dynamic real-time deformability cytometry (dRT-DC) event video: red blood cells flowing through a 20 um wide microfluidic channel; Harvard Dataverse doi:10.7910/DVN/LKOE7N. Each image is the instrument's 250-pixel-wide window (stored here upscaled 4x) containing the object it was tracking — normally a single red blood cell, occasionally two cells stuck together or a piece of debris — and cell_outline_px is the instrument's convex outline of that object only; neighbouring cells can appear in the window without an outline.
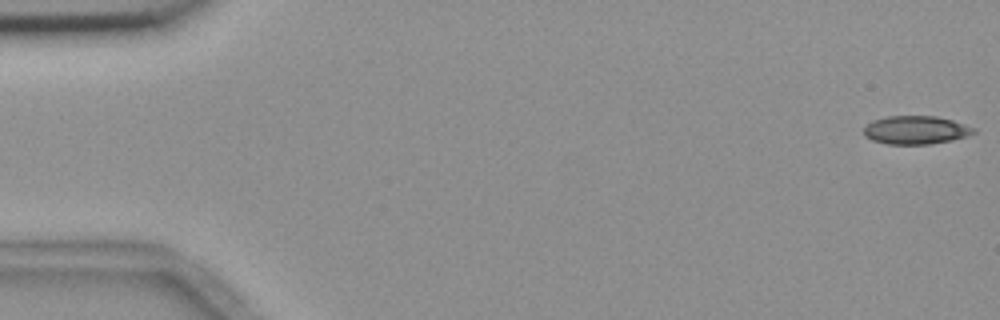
{"species": "common noctule bat (a hibernating species)", "species_latin": "Nyctalus noctula", "temperature_condition": "room temperature", "stored_images_in_passage": 56, "camera_frame_rate_fps": 3000, "um_per_image_px": 0.085, "animal": {"sex": "female", "body_mass_g": 18.4}, "frame": {"image": 1, "passage_image": 1, "time_ms": 0.0, "image_size_px": [1000, 320], "cell_outline_px": [[976, 132], [968, 136], [952, 140], [928, 144], [888, 144], [872, 140], [864, 136], [864, 128], [872, 120], [888, 116], [936, 116], [952, 120], [976, 128]], "centroid_in_image_um": [77.85, 11.05], "position_along_channel_um": 7.1, "area_um2": 18.15}}
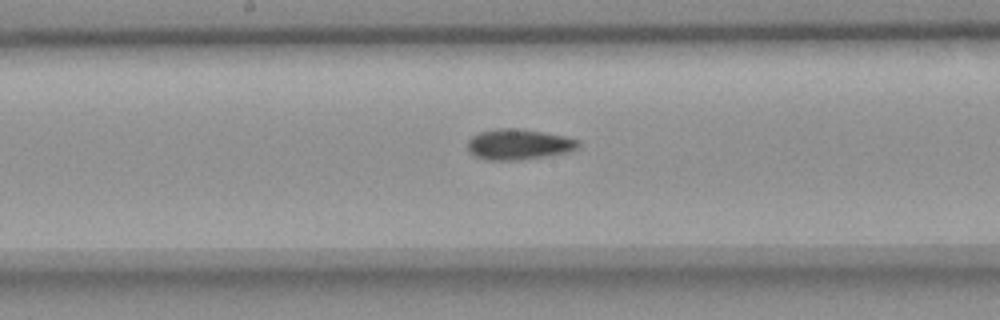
{"frame": {"image": 2, "passage_image": 29, "time_ms": 9.333, "image_size_px": [1000, 320], "cell_outline_px": [[580, 144], [576, 148], [568, 152], [544, 156], [516, 160], [488, 160], [476, 156], [468, 152], [468, 140], [472, 136], [480, 132], [496, 128], [516, 128], [544, 132], [564, 136], [580, 140]], "centroid_in_image_um": [44.07, 12.26], "position_along_channel_um": 204.1, "area_um2": 19.65}}
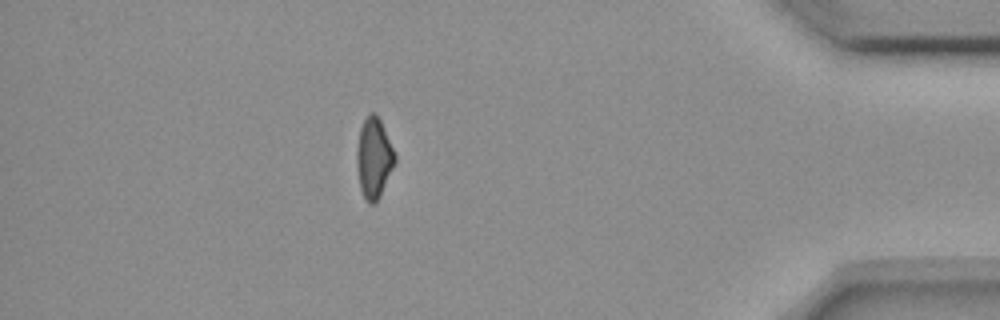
{"frame": {"image": 3, "passage_image": 49, "time_ms": 16.0, "image_size_px": [1000, 320], "cell_outline_px": [[396, 160], [380, 196], [372, 204], [368, 204], [364, 200], [360, 188], [356, 168], [356, 148], [360, 128], [368, 112], [376, 112], [380, 120], [396, 156]], "centroid_in_image_um": [31.74, 13.43], "position_along_channel_um": 403.5, "area_um2": 17.92}, "authors_computed_cell_mechanics": {"area_um2": 18.8428, "velocity_mm_per_s": 3.6562, "shape_relaxation_time_tau1_ms": 10.337, "shape_relaxation_time_tau2_ms": 6.931, "deformation_change_tau1": 0.1912, "deformation_change_tau2": 0.1419}}